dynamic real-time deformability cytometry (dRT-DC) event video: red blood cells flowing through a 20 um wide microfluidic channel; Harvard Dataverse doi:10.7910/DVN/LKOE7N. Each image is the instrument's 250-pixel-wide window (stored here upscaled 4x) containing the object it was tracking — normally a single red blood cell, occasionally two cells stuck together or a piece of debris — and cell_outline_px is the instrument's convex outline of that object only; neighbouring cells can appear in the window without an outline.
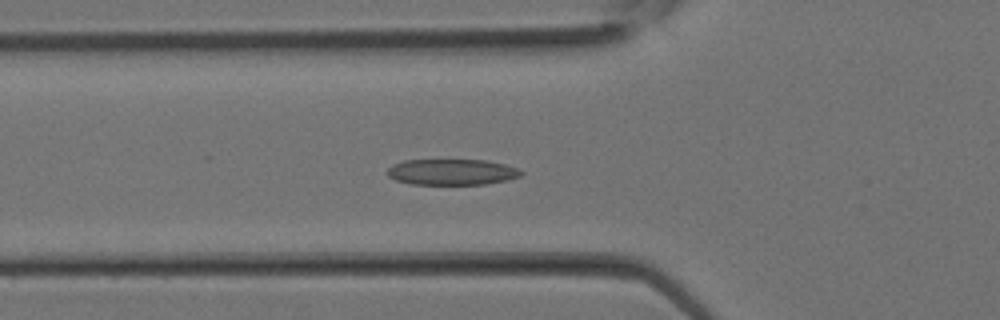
{"species": "Egyptian fruit bat (a non-hibernating species)", "species_latin": "Rousettus aegyptiacus", "temperature_condition": "room temperature", "stored_images_in_passage": 25, "camera_frame_rate_fps": 3000, "um_per_image_px": 0.085, "animal": {"sex": "female"}, "frame": {"image": 1, "passage_image": 6, "time_ms": 1.667, "image_size_px": [1000, 320], "cell_outline_px": [[524, 172], [520, 176], [508, 180], [484, 184], [412, 184], [396, 180], [388, 176], [388, 168], [392, 164], [404, 160], [488, 160], [504, 164], [516, 168]], "centroid_in_image_um": [38.41, 14.61], "position_along_channel_um": 87.4, "area_um2": 20.17}}
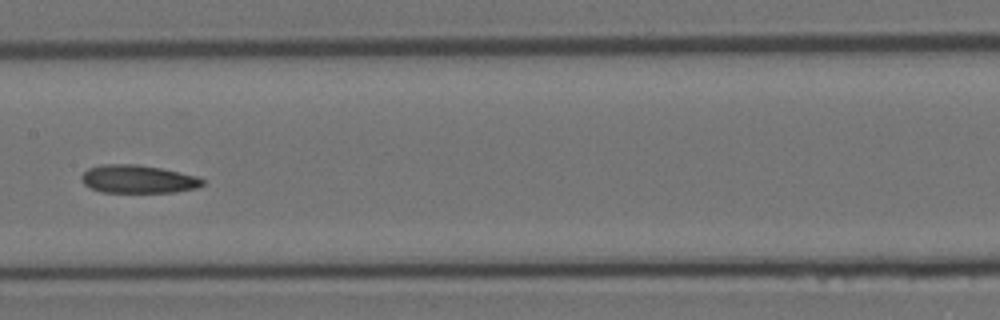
{"frame": {"image": 2, "passage_image": 11, "time_ms": 3.333, "image_size_px": [1000, 320], "cell_outline_px": [[204, 184], [196, 188], [176, 192], [100, 192], [84, 184], [80, 176], [88, 168], [104, 164], [136, 164], [160, 168], [196, 176], [204, 180]], "centroid_in_image_um": [11.72, 15.23], "position_along_channel_um": 195.7, "area_um2": 19.71}}
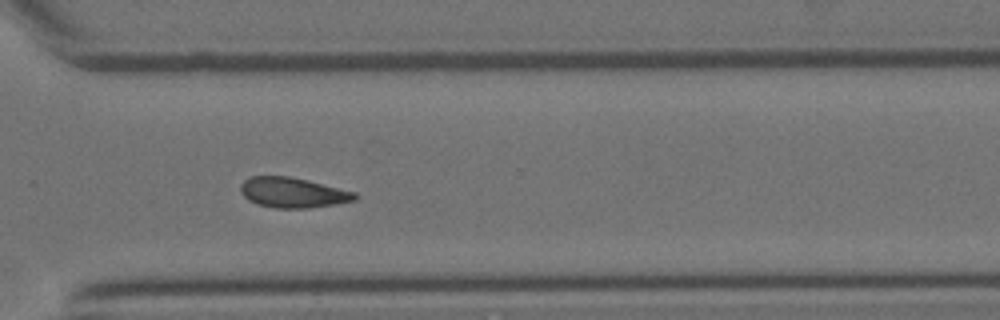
{"frame": {"image": 3, "passage_image": 18, "time_ms": 5.667, "image_size_px": [1000, 320], "cell_outline_px": [[356, 200], [308, 208], [276, 208], [256, 204], [248, 200], [240, 192], [240, 184], [248, 176], [288, 176], [308, 180], [356, 192]], "centroid_in_image_um": [24.84, 16.36], "position_along_channel_um": 345.8, "area_um2": 20.11}}